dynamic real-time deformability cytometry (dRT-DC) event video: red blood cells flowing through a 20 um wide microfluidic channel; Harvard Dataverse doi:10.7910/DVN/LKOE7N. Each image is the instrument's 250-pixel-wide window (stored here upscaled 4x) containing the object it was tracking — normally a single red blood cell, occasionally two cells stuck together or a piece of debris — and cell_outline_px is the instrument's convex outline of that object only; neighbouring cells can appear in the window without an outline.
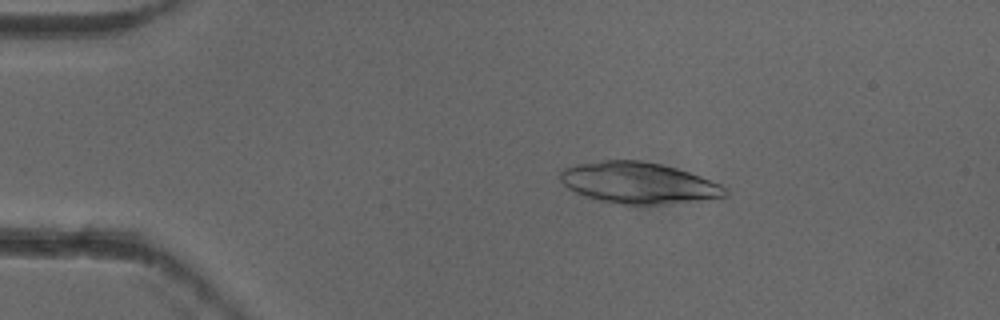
{"species": "common noctule bat (a hibernating species)", "species_latin": "Nyctalus noctula", "temperature_condition": "cold", "stored_images_in_passage": 52, "camera_frame_rate_fps": 3000, "um_per_image_px": 0.085, "animal": {"sex": "female"}, "frame": {"image": 1, "passage_image": 10, "time_ms": 3.0, "image_size_px": [1000, 320], "cell_outline_px": [[728, 196], [724, 200], [652, 204], [620, 204], [600, 200], [584, 196], [568, 188], [560, 180], [560, 172], [564, 168], [576, 164], [604, 160], [640, 160], [660, 164], [676, 168], [700, 176], [720, 184], [728, 188]], "centroid_in_image_um": [54.36, 15.56], "position_along_channel_um": 30.6, "area_um2": 40.0}}